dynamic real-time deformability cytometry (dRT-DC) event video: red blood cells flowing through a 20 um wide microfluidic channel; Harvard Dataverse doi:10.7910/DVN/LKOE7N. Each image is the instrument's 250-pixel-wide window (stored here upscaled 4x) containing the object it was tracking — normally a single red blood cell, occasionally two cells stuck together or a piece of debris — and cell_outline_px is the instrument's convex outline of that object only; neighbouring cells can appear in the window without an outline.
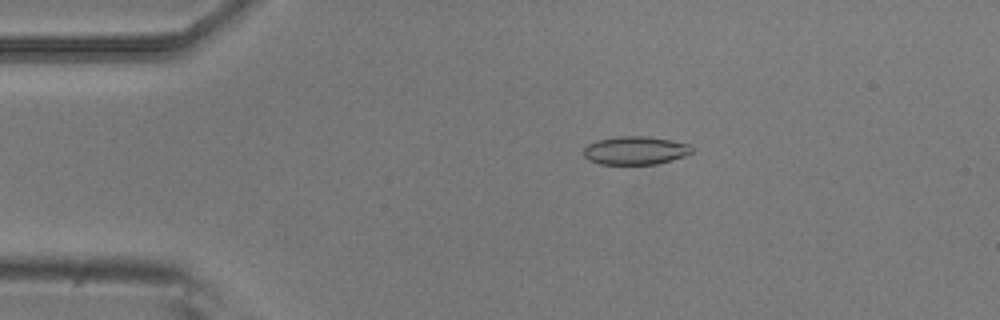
{"species": "common noctule bat (a hibernating species)", "species_latin": "Nyctalus noctula", "temperature_condition": "room temperature", "stored_images_in_passage": 5, "camera_frame_rate_fps": 3000, "um_per_image_px": 0.085, "animal": {"sex": "male", "body_mass_g": 20.5, "forearm_length_mm": 52.5}, "frame": {"image": 1, "passage_image": 3, "time_ms": 0.667, "image_size_px": [1000, 320], "cell_outline_px": [[692, 152], [684, 156], [672, 160], [656, 164], [600, 164], [588, 160], [584, 156], [584, 148], [588, 144], [596, 140], [616, 136], [648, 136], [672, 140], [688, 144], [692, 148]], "centroid_in_image_um": [53.98, 12.78], "position_along_channel_um": 31.0, "area_um2": 17.92}}
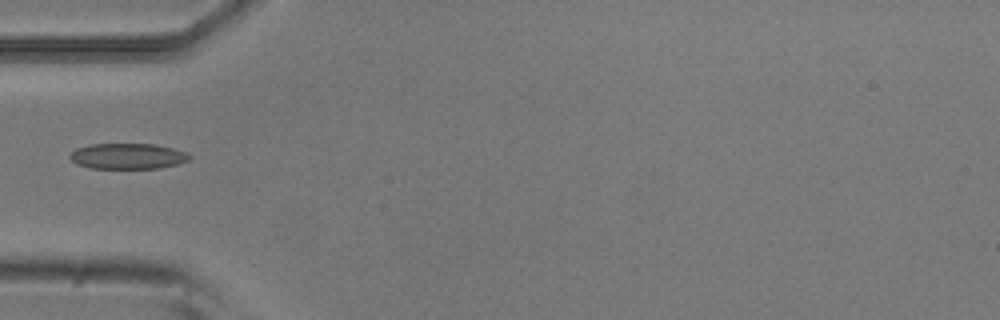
{"frame": {"image": 2, "passage_image": 5, "time_ms": 1.333, "image_size_px": [1000, 320], "cell_outline_px": [[192, 156], [188, 160], [176, 164], [160, 168], [88, 168], [76, 164], [68, 156], [76, 148], [88, 144], [156, 144], [188, 152]], "centroid_in_image_um": [10.84, 13.27], "position_along_channel_um": 74.2, "area_um2": 17.98}}